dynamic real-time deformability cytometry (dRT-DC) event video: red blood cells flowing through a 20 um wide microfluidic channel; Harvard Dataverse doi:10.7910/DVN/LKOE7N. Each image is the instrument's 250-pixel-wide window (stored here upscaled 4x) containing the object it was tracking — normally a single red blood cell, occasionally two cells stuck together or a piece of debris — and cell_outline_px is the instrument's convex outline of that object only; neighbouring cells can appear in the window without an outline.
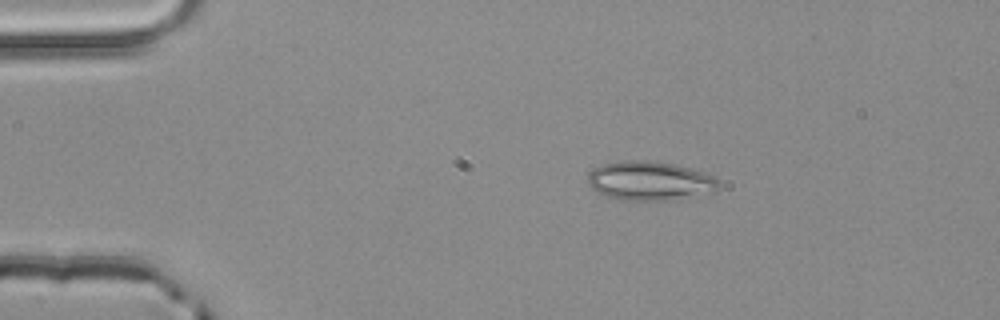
{"species": "common noctule bat (a hibernating species)", "species_latin": "Nyctalus noctula", "temperature_condition": "room temperature", "stored_images_in_passage": 3, "camera_frame_rate_fps": 3000, "um_per_image_px": 0.085, "animal": {"sex": "male", "body_mass_g": 20.4}, "frame": {"image": 1, "passage_image": 2, "time_ms": 0.333, "image_size_px": [1000, 320], "cell_outline_px": [[720, 188], [668, 200], [620, 200], [604, 196], [596, 192], [588, 184], [588, 176], [596, 168], [604, 164], [624, 160], [652, 160], [672, 164], [704, 172], [720, 180]], "centroid_in_image_um": [55.18, 15.36], "position_along_channel_um": 29.8, "area_um2": 29.3}}